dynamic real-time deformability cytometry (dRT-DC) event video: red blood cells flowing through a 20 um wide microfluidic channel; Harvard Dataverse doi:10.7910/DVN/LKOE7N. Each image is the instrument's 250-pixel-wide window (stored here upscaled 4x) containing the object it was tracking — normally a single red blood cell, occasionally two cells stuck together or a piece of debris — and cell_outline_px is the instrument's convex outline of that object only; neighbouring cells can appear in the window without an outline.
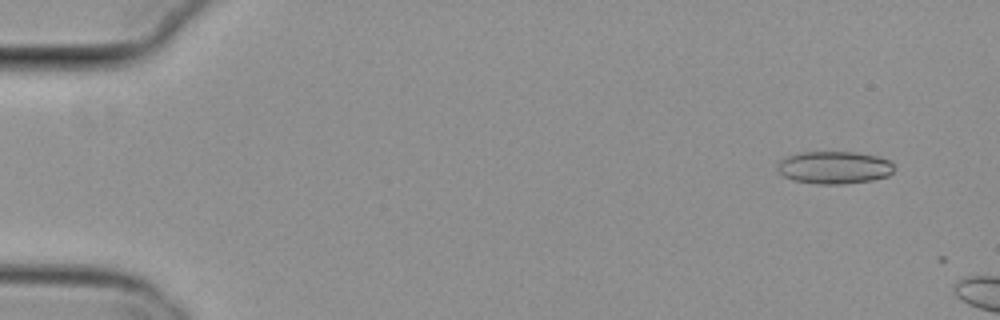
{"species": "common noctule bat (a hibernating species)", "species_latin": "Nyctalus noctula", "temperature_condition": "cold", "stored_images_in_passage": 4, "camera_frame_rate_fps": 3000, "um_per_image_px": 0.085, "animal": {"sex": "female", "body_mass_g": 29.2, "forearm_length_mm": 56.3}, "frame": {"image": 1, "passage_image": 2, "time_ms": 0.333, "image_size_px": [1000, 320], "cell_outline_px": [[896, 168], [888, 176], [872, 180], [844, 184], [816, 184], [796, 180], [784, 176], [776, 168], [780, 160], [788, 156], [800, 152], [856, 152], [880, 156], [896, 164]], "centroid_in_image_um": [70.97, 14.23], "position_along_channel_um": 14.0, "area_um2": 22.31}}